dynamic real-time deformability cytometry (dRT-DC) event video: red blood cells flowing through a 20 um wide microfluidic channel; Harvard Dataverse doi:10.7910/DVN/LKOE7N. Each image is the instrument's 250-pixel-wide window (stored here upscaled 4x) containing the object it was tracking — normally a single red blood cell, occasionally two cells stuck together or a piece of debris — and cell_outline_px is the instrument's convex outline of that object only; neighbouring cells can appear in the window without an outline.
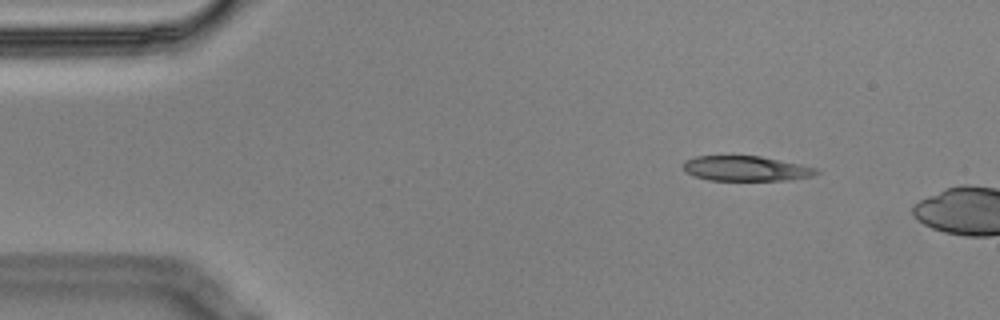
{"species": "Egyptian fruit bat (a non-hibernating species)", "species_latin": "Rousettus aegyptiacus", "temperature_condition": "cold", "stored_images_in_passage": 4, "camera_frame_rate_fps": 3000, "um_per_image_px": 0.085, "animal": {"sex": "male"}, "frame": {"image": 1, "passage_image": 2, "time_ms": 0.333, "image_size_px": [1000, 320], "cell_outline_px": [[820, 172], [812, 176], [784, 180], [708, 180], [696, 176], [688, 172], [680, 164], [684, 160], [696, 156], [760, 156], [800, 164], [816, 168]], "centroid_in_image_um": [63.38, 14.31], "position_along_channel_um": 21.6, "area_um2": 19.25}}